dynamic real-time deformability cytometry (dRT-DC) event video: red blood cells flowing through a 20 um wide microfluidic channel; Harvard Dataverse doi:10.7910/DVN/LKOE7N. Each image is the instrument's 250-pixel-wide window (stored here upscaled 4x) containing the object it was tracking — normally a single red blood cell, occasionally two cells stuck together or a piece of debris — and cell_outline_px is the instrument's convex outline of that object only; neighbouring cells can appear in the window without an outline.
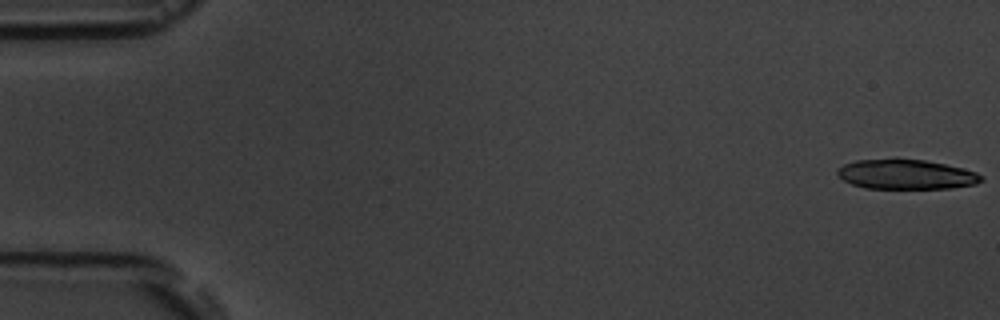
{"species": "common noctule bat (a hibernating species)", "species_latin": "Nyctalus noctula", "temperature_condition": "room temperature", "stored_images_in_passage": 8, "segment_of_instrument_passage": [1, 2], "camera_frame_rate_fps": 3000, "um_per_image_px": 0.085, "animal": {"sex": "male", "body_mass_g": 19.5, "forearm_length_mm": 54.6}, "frame": {"image": 1, "passage_image": 1, "time_ms": 0.0, "image_size_px": [1000, 320], "cell_outline_px": [[984, 180], [976, 184], [952, 188], [864, 188], [852, 184], [844, 180], [836, 172], [836, 168], [844, 164], [856, 160], [896, 156], [924, 160], [964, 168], [976, 172], [984, 176]], "centroid_in_image_um": [77.01, 14.78], "position_along_channel_um": 8.0, "area_um2": 25.66}}
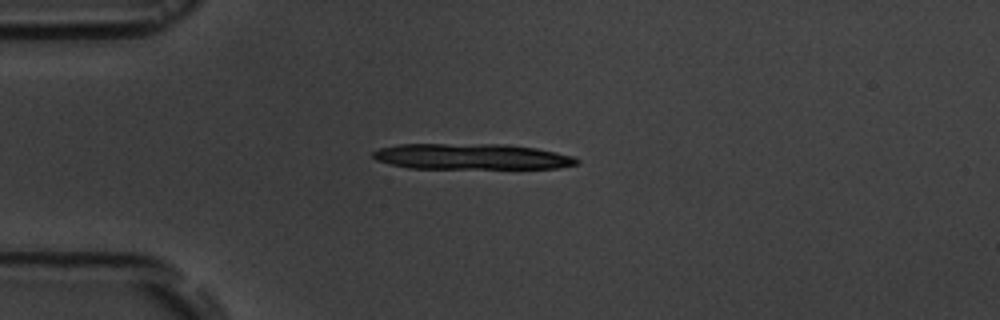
{"frame": {"image": 2, "passage_image": 5, "time_ms": 4.333, "image_size_px": [1000, 320], "cell_outline_px": [[580, 164], [556, 168], [408, 168], [388, 164], [376, 160], [372, 156], [372, 152], [380, 148], [400, 144], [504, 144], [536, 148], [556, 152], [572, 156], [580, 160]], "centroid_in_image_um": [40.08, 13.31], "position_along_channel_um": 44.9, "area_um2": 30.69}}